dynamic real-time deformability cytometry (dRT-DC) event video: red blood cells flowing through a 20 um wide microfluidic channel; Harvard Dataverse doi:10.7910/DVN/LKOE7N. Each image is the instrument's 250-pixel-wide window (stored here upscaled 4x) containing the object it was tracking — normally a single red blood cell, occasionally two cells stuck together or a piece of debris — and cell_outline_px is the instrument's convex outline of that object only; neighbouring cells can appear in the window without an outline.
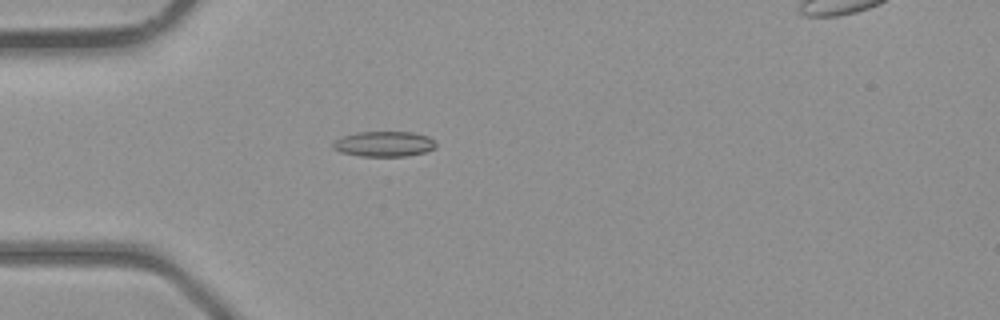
{"species": "common noctule bat (a hibernating species)", "species_latin": "Nyctalus noctula", "temperature_condition": "room temperature", "stored_images_in_passage": 3, "camera_frame_rate_fps": 3000, "um_per_image_px": 0.085, "animal": {"sex": "male", "body_mass_g": 23.1, "forearm_length_mm": 52.7}, "frame": {"image": 1, "passage_image": 2, "time_ms": 1.0, "image_size_px": [1000, 320], "cell_outline_px": [[436, 148], [424, 152], [408, 156], [360, 156], [340, 152], [332, 148], [332, 144], [336, 140], [344, 136], [356, 132], [412, 132], [428, 136], [436, 144]], "centroid_in_image_um": [32.64, 12.24], "position_along_channel_um": 52.4, "area_um2": 15.14}}